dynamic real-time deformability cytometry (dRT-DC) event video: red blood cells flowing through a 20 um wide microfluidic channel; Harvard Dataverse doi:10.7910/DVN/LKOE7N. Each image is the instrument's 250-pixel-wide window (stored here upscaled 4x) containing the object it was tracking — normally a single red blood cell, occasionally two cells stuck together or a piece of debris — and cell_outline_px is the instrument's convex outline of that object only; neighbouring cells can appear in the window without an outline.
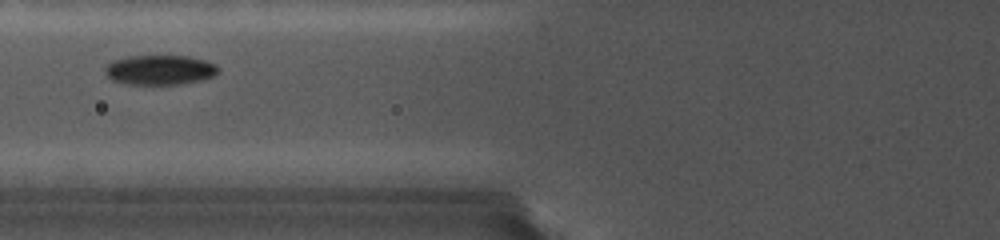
{"species": "common noctule bat (a hibernating species)", "species_latin": "Nyctalus noctula", "temperature_condition": "cold", "stored_images_in_passage": 11, "camera_frame_rate_fps": 5000, "um_per_image_px": 0.085, "animal": {"sex": "female", "body_mass_g": 19.0, "forearm_length_mm": 56.7}, "frame": {"image": 1, "passage_image": 3, "time_ms": 2.4, "image_size_px": [1000, 240], "cell_outline_px": [[220, 68], [212, 76], [180, 84], [128, 84], [112, 80], [108, 76], [104, 68], [112, 60], [128, 56], [188, 56], [204, 60], [216, 64]], "centroid_in_image_um": [13.55, 5.93], "position_along_channel_um": 112.2, "area_um2": 19.36}}
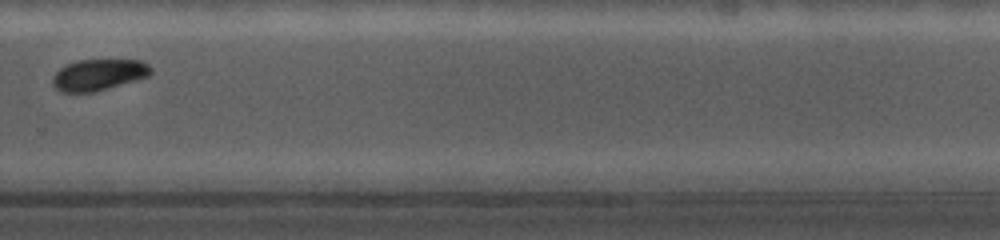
{"frame": {"image": 2, "passage_image": 8, "time_ms": 8.0, "image_size_px": [1000, 240], "cell_outline_px": [[152, 72], [148, 76], [104, 88], [88, 92], [68, 92], [60, 88], [52, 80], [56, 72], [60, 68], [76, 60], [140, 60], [148, 64], [152, 68]], "centroid_in_image_um": [8.42, 6.31], "position_along_channel_um": 321.4, "area_um2": 17.11}}
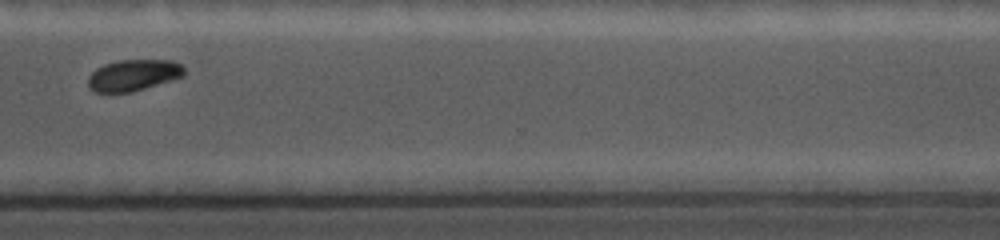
{"frame": {"image": 3, "passage_image": 9, "time_ms": 9.0, "image_size_px": [1000, 240], "cell_outline_px": [[184, 76], [128, 92], [96, 92], [88, 84], [88, 76], [96, 68], [104, 64], [120, 60], [172, 60], [184, 64]], "centroid_in_image_um": [11.35, 6.36], "position_along_channel_um": 359.2, "area_um2": 17.28}}